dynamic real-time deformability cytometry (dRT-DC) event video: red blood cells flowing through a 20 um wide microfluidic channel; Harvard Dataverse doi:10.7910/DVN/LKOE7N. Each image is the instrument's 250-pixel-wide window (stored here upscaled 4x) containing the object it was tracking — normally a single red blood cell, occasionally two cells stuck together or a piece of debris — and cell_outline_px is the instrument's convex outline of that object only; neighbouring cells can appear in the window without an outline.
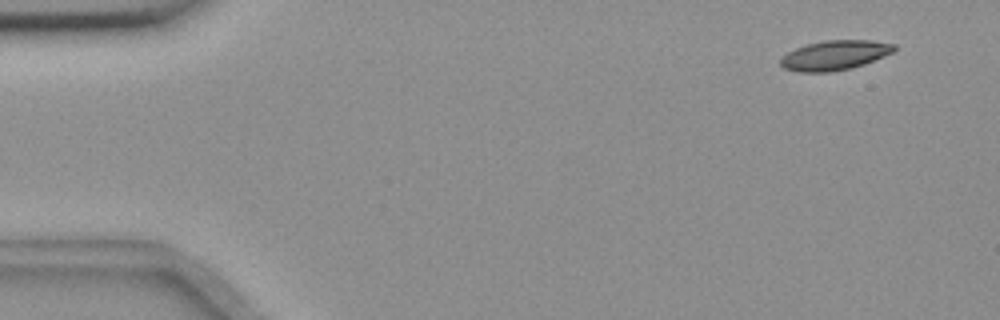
{"species": "common noctule bat (a hibernating species)", "species_latin": "Nyctalus noctula", "temperature_condition": "room temperature", "stored_images_in_passage": 55, "camera_frame_rate_fps": 3000, "um_per_image_px": 0.085, "animal": {"sex": "female", "body_mass_g": 18.4}, "frame": {"image": 1, "passage_image": 3, "time_ms": 0.667, "image_size_px": [1000, 320], "cell_outline_px": [[896, 48], [892, 52], [884, 56], [864, 64], [852, 68], [832, 72], [796, 72], [784, 68], [780, 64], [780, 56], [796, 48], [808, 44], [824, 40], [872, 40], [896, 44]], "centroid_in_image_um": [70.94, 4.7], "position_along_channel_um": 14.1, "area_um2": 19.77}}
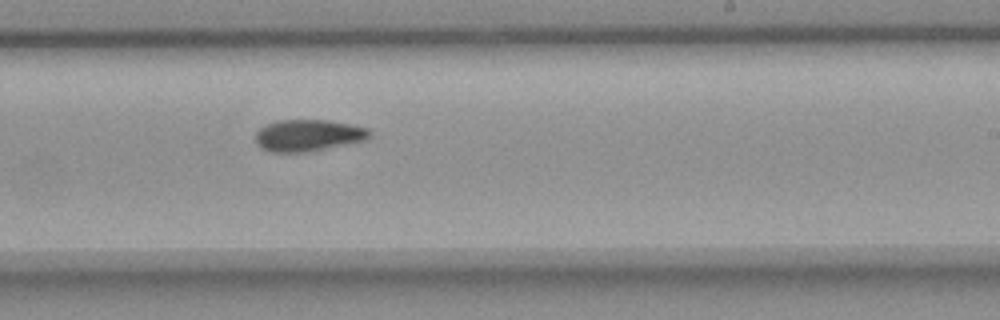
{"frame": {"image": 2, "passage_image": 33, "time_ms": 10.667, "image_size_px": [1000, 320], "cell_outline_px": [[372, 136], [364, 140], [304, 152], [272, 152], [260, 148], [256, 144], [256, 132], [260, 128], [276, 120], [324, 120], [352, 124], [368, 128], [372, 132]], "centroid_in_image_um": [26.18, 11.5], "position_along_channel_um": 262.8, "area_um2": 20.92}}
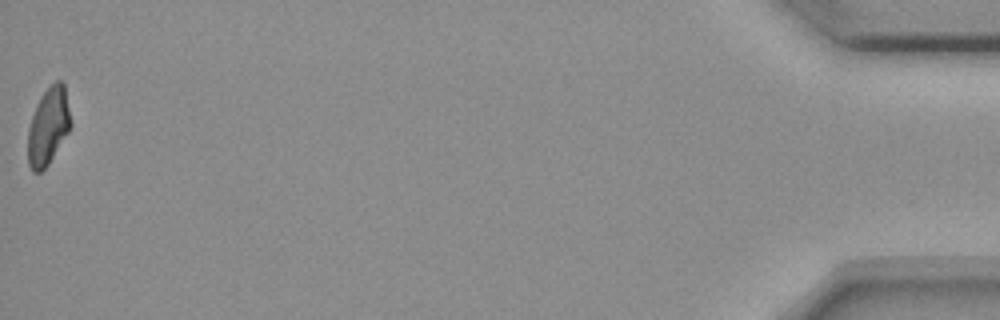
{"frame": {"image": 3, "passage_image": 55, "time_ms": 18.0, "image_size_px": [1000, 320], "cell_outline_px": [[72, 124], [68, 132], [48, 164], [40, 172], [32, 172], [28, 164], [28, 128], [36, 104], [40, 96], [56, 80], [60, 80], [64, 84], [72, 120]], "centroid_in_image_um": [4.11, 10.72], "position_along_channel_um": 431.1, "area_um2": 19.25}}